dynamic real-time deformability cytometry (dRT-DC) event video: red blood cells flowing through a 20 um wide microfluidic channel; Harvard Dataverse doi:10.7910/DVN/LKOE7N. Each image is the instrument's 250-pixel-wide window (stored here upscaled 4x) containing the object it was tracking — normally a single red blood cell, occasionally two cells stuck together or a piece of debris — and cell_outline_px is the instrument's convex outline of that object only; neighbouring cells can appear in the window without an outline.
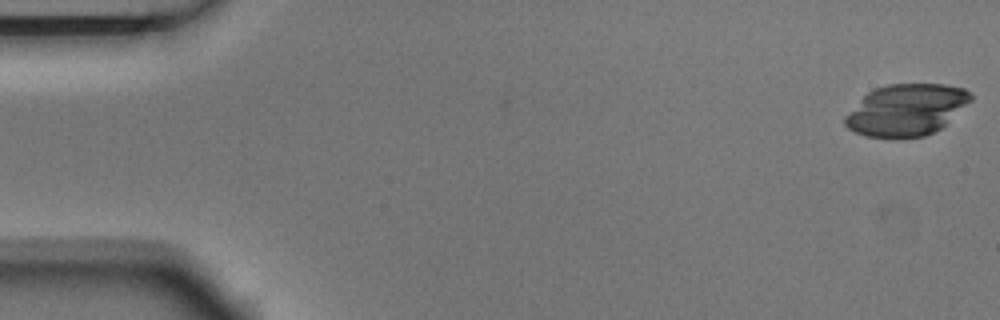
{"species": "Egyptian fruit bat (a non-hibernating species)", "species_latin": "Rousettus aegyptiacus", "temperature_condition": "room temperature", "stored_images_in_passage": 5, "camera_frame_rate_fps": 3000, "um_per_image_px": 0.085, "animal": {"sex": "male"}, "frame": {"image": 1, "passage_image": 1, "time_ms": 0.0, "image_size_px": [1000, 320], "cell_outline_px": [[972, 100], [940, 128], [924, 136], [864, 136], [848, 128], [844, 124], [844, 116], [868, 92], [876, 88], [888, 84], [944, 84], [964, 88], [972, 96]], "centroid_in_image_um": [77.03, 9.31], "position_along_channel_um": 8.0, "area_um2": 37.05}}